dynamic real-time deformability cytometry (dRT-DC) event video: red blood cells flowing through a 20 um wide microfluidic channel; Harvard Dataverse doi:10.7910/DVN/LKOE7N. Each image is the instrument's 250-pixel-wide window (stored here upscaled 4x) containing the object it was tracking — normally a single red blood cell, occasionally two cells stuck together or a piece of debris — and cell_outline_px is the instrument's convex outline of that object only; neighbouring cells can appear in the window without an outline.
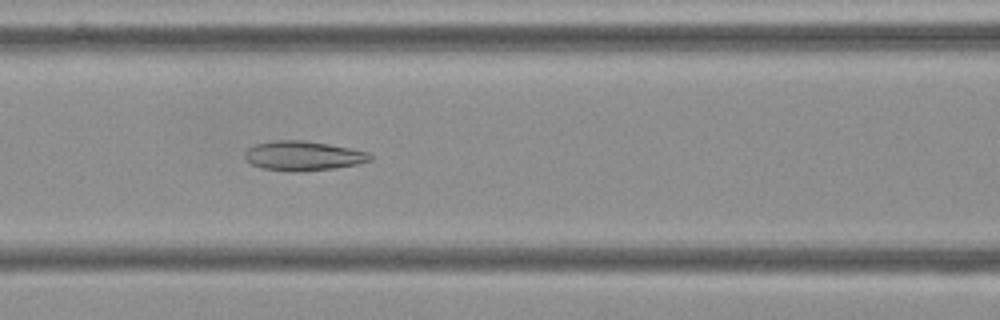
{"species": "Egyptian fruit bat (a non-hibernating species)", "species_latin": "Rousettus aegyptiacus", "temperature_condition": "cold", "stored_images_in_passage": 55, "camera_frame_rate_fps": 3000, "um_per_image_px": 0.085, "frame": {"image": 1, "passage_image": 23, "time_ms": 7.333, "image_size_px": [1000, 320], "cell_outline_px": [[372, 160], [356, 164], [336, 168], [300, 172], [260, 168], [252, 164], [244, 156], [244, 152], [248, 148], [256, 144], [276, 140], [304, 140], [352, 148], [368, 152], [372, 156]], "centroid_in_image_um": [25.78, 13.24], "position_along_channel_um": 140.8, "area_um2": 21.56}}
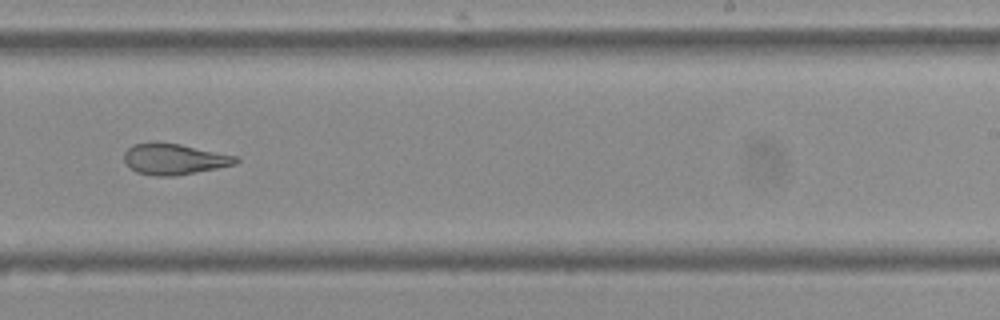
{"frame": {"image": 2, "passage_image": 34, "time_ms": 11.0, "image_size_px": [1000, 320], "cell_outline_px": [[240, 160], [236, 164], [176, 176], [156, 176], [136, 172], [124, 160], [124, 152], [132, 144], [152, 140], [180, 144], [240, 156]], "centroid_in_image_um": [14.81, 13.49], "position_along_channel_um": 274.2, "area_um2": 20.52}}
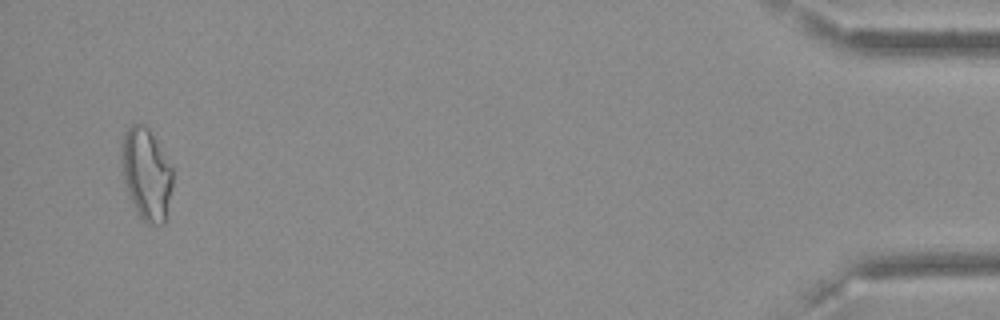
{"frame": {"image": 3, "passage_image": 53, "time_ms": 17.333, "image_size_px": [1000, 320], "cell_outline_px": [[172, 184], [164, 224], [148, 224], [140, 216], [128, 192], [124, 180], [120, 160], [120, 148], [124, 132], [132, 124], [144, 124], [148, 128], [172, 168]], "centroid_in_image_um": [12.41, 14.76], "position_along_channel_um": 422.8, "area_um2": 26.88}, "authors_computed_cell_mechanics": {"area_um2": 23.12, "velocity_mm_per_s": 3.6434, "shape_relaxation_time_tau1_ms": 6.9489, "shape_relaxation_time_tau2_ms": 2.9845, "deformation_change_tau1": 0.1441, "deformation_change_tau2": 0.1159}}